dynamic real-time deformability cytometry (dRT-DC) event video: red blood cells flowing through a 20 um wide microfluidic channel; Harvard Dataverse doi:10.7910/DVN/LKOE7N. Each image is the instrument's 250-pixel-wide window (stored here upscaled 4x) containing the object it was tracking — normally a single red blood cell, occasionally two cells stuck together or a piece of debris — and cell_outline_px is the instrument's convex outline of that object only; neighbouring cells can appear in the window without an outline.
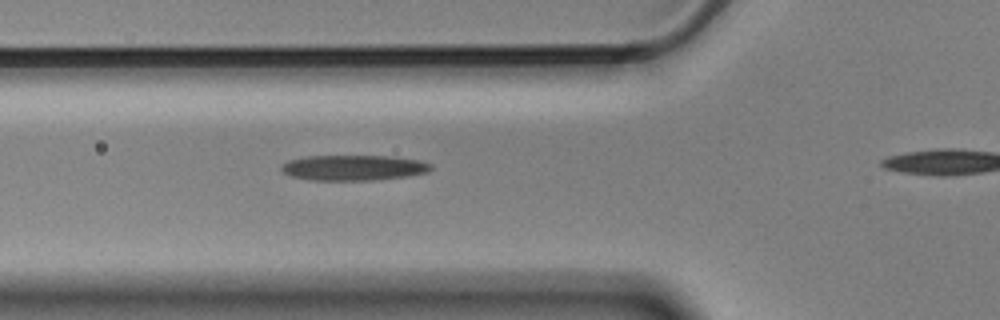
{"species": "Egyptian fruit bat (a non-hibernating species)", "species_latin": "Rousettus aegyptiacus", "temperature_condition": "cold", "stored_images_in_passage": 5, "segment_of_instrument_passage": [1, 2], "camera_frame_rate_fps": 3000, "um_per_image_px": 0.085, "animal": {"sex": "male"}, "frame": {"image": 1, "passage_image": 4, "time_ms": 1.0, "image_size_px": [1000, 320], "cell_outline_px": [[432, 168], [428, 172], [408, 176], [372, 180], [308, 180], [292, 176], [284, 172], [280, 168], [288, 160], [308, 156], [392, 156], [420, 160], [432, 164]], "centroid_in_image_um": [30.08, 14.25], "position_along_channel_um": 95.7, "area_um2": 22.14}}